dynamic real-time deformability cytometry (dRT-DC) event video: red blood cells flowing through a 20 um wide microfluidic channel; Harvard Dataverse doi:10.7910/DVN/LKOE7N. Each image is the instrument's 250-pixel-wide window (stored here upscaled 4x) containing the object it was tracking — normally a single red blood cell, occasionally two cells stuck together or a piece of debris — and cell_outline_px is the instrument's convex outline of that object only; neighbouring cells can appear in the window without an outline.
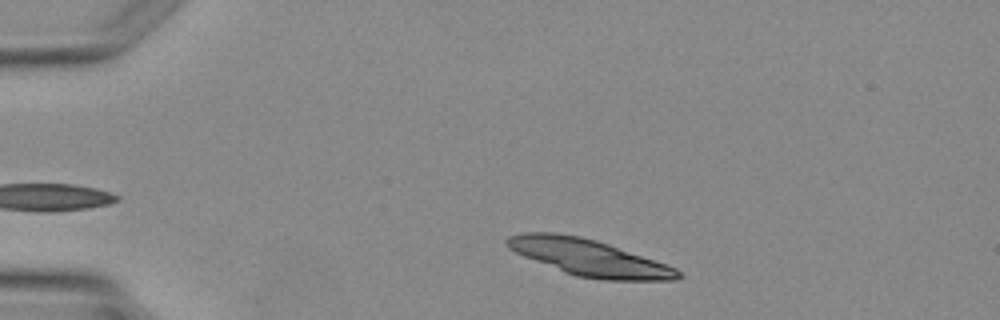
{"species": "Egyptian fruit bat (a non-hibernating species)", "species_latin": "Rousettus aegyptiacus", "temperature_condition": "warm", "stored_images_in_passage": 4, "camera_frame_rate_fps": 3000, "um_per_image_px": 0.085, "animal": {"sex": "female"}, "frame": {"image": 1, "passage_image": 4, "time_ms": 5.0, "image_size_px": [1000, 320], "cell_outline_px": [[684, 276], [676, 280], [604, 280], [576, 276], [564, 272], [524, 256], [508, 248], [504, 244], [504, 240], [508, 236], [524, 232], [556, 232], [580, 236], [596, 240], [608, 244], [676, 268]], "centroid_in_image_um": [50.02, 21.89], "position_along_channel_um": 35.0, "area_um2": 36.13}}